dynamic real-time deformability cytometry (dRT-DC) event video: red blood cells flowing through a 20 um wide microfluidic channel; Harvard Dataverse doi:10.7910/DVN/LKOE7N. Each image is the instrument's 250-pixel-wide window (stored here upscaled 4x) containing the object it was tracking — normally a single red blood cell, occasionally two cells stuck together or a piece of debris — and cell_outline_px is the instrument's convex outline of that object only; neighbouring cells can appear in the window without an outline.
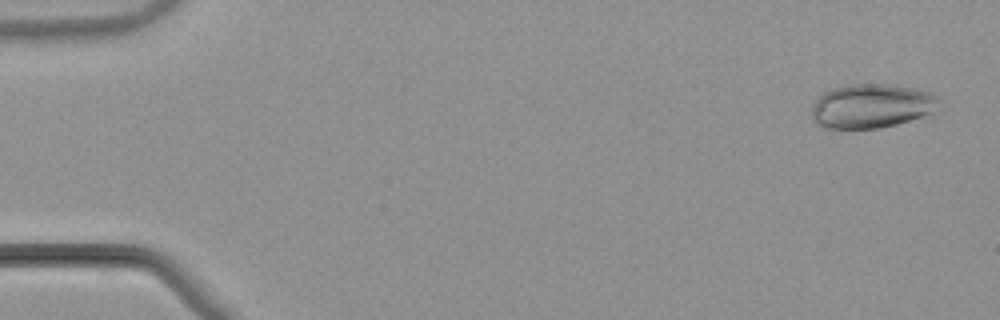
{"species": "common noctule bat (a hibernating species)", "species_latin": "Nyctalus noctula", "temperature_condition": "warm", "stored_images_in_passage": 52, "camera_frame_rate_fps": 3000, "um_per_image_px": 0.085, "animal": {"sex": "male", "body_mass_g": 21.5, "forearm_length_mm": 52.0}, "frame": {"image": 1, "passage_image": 1, "time_ms": 0.0, "image_size_px": [1000, 320], "cell_outline_px": [[940, 100], [928, 112], [920, 116], [896, 124], [880, 128], [824, 128], [816, 124], [812, 120], [812, 104], [824, 92], [832, 88], [856, 84], [888, 84], [932, 92]], "centroid_in_image_um": [73.99, 9.01], "position_along_channel_um": 11.0, "area_um2": 32.19}}
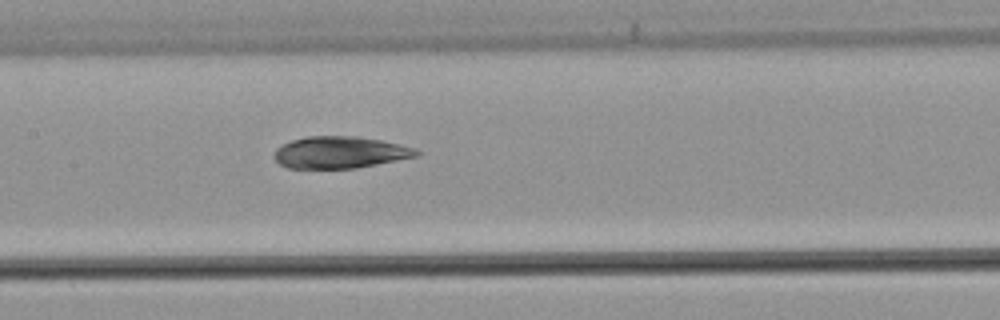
{"frame": {"image": 2, "passage_image": 25, "time_ms": 8.0, "image_size_px": [1000, 320], "cell_outline_px": [[420, 156], [356, 168], [288, 168], [280, 164], [276, 160], [276, 148], [292, 140], [308, 136], [356, 136], [380, 140], [416, 148], [420, 152]], "centroid_in_image_um": [28.95, 12.95], "position_along_channel_um": 178.5, "area_um2": 26.24}}
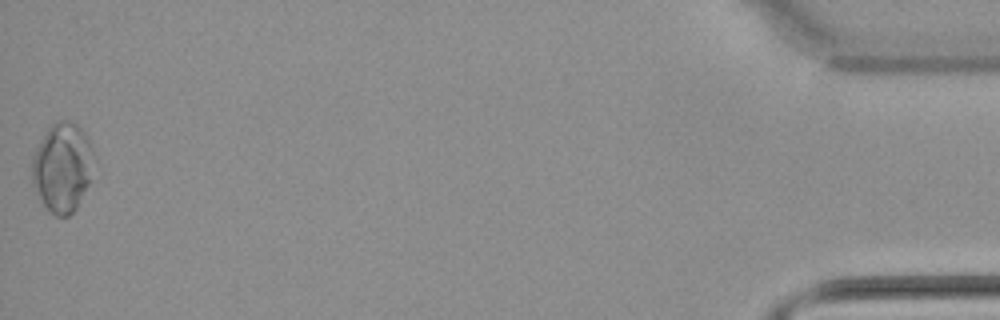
{"frame": {"image": 3, "passage_image": 52, "time_ms": 17.0, "image_size_px": [1000, 320], "cell_outline_px": [[92, 152], [88, 184], [76, 208], [68, 216], [56, 216], [48, 212], [40, 200], [32, 184], [32, 156], [40, 140], [48, 128], [56, 120], [68, 120], [76, 124], [80, 128], [88, 140]], "centroid_in_image_um": [5.24, 14.24], "position_along_channel_um": 430.0, "area_um2": 31.67}, "authors_computed_cell_mechanics": {"area_um2": 27.6284, "velocity_mm_per_s": 3.8526, "shape_relaxation_time_tau1_ms": 10.941, "shape_relaxation_time_tau2_ms": 4.4038, "deformation_change_tau1": 0.182, "deformation_change_tau2": 0.1266}}